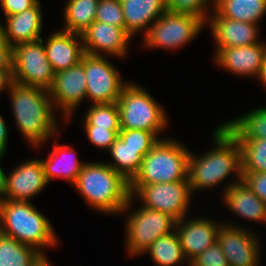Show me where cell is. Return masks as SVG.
<instances>
[{"label": "cell", "instance_id": "41", "mask_svg": "<svg viewBox=\"0 0 266 266\" xmlns=\"http://www.w3.org/2000/svg\"><path fill=\"white\" fill-rule=\"evenodd\" d=\"M8 129L3 117L0 115V154H5L7 147Z\"/></svg>", "mask_w": 266, "mask_h": 266}, {"label": "cell", "instance_id": "6", "mask_svg": "<svg viewBox=\"0 0 266 266\" xmlns=\"http://www.w3.org/2000/svg\"><path fill=\"white\" fill-rule=\"evenodd\" d=\"M117 105L121 129H139L158 134L167 124L168 118L163 109L149 93L135 84L127 83Z\"/></svg>", "mask_w": 266, "mask_h": 266}, {"label": "cell", "instance_id": "5", "mask_svg": "<svg viewBox=\"0 0 266 266\" xmlns=\"http://www.w3.org/2000/svg\"><path fill=\"white\" fill-rule=\"evenodd\" d=\"M191 152L179 142L162 140L143 157L141 166L129 185L172 183L188 180Z\"/></svg>", "mask_w": 266, "mask_h": 266}, {"label": "cell", "instance_id": "15", "mask_svg": "<svg viewBox=\"0 0 266 266\" xmlns=\"http://www.w3.org/2000/svg\"><path fill=\"white\" fill-rule=\"evenodd\" d=\"M84 51L101 56L99 51L115 56H124L131 36L121 27L94 21L82 34Z\"/></svg>", "mask_w": 266, "mask_h": 266}, {"label": "cell", "instance_id": "13", "mask_svg": "<svg viewBox=\"0 0 266 266\" xmlns=\"http://www.w3.org/2000/svg\"><path fill=\"white\" fill-rule=\"evenodd\" d=\"M47 183L41 160L26 161L8 177L5 175L1 199L28 202V199L43 190Z\"/></svg>", "mask_w": 266, "mask_h": 266}, {"label": "cell", "instance_id": "32", "mask_svg": "<svg viewBox=\"0 0 266 266\" xmlns=\"http://www.w3.org/2000/svg\"><path fill=\"white\" fill-rule=\"evenodd\" d=\"M95 21L121 27L125 30V21L120 0H99Z\"/></svg>", "mask_w": 266, "mask_h": 266}, {"label": "cell", "instance_id": "29", "mask_svg": "<svg viewBox=\"0 0 266 266\" xmlns=\"http://www.w3.org/2000/svg\"><path fill=\"white\" fill-rule=\"evenodd\" d=\"M39 253L0 232V266H29Z\"/></svg>", "mask_w": 266, "mask_h": 266}, {"label": "cell", "instance_id": "19", "mask_svg": "<svg viewBox=\"0 0 266 266\" xmlns=\"http://www.w3.org/2000/svg\"><path fill=\"white\" fill-rule=\"evenodd\" d=\"M211 30L217 43V50L220 48L239 47L254 45L257 43V24L242 22L238 20L220 17L216 12L211 16Z\"/></svg>", "mask_w": 266, "mask_h": 266}, {"label": "cell", "instance_id": "14", "mask_svg": "<svg viewBox=\"0 0 266 266\" xmlns=\"http://www.w3.org/2000/svg\"><path fill=\"white\" fill-rule=\"evenodd\" d=\"M53 106L57 105L66 114L65 118L74 111L75 107L86 98V76L84 65L79 64L55 73L54 82L49 89Z\"/></svg>", "mask_w": 266, "mask_h": 266}, {"label": "cell", "instance_id": "38", "mask_svg": "<svg viewBox=\"0 0 266 266\" xmlns=\"http://www.w3.org/2000/svg\"><path fill=\"white\" fill-rule=\"evenodd\" d=\"M4 15L10 16L35 6L38 0H0Z\"/></svg>", "mask_w": 266, "mask_h": 266}, {"label": "cell", "instance_id": "10", "mask_svg": "<svg viewBox=\"0 0 266 266\" xmlns=\"http://www.w3.org/2000/svg\"><path fill=\"white\" fill-rule=\"evenodd\" d=\"M130 194H138L143 207L169 214L176 221L184 218L191 196L188 180L172 183L129 185Z\"/></svg>", "mask_w": 266, "mask_h": 266}, {"label": "cell", "instance_id": "12", "mask_svg": "<svg viewBox=\"0 0 266 266\" xmlns=\"http://www.w3.org/2000/svg\"><path fill=\"white\" fill-rule=\"evenodd\" d=\"M254 236L243 228L220 226L217 242L229 266H258L260 249Z\"/></svg>", "mask_w": 266, "mask_h": 266}, {"label": "cell", "instance_id": "16", "mask_svg": "<svg viewBox=\"0 0 266 266\" xmlns=\"http://www.w3.org/2000/svg\"><path fill=\"white\" fill-rule=\"evenodd\" d=\"M221 225L217 226L214 221L202 218L188 220L186 223L184 218L176 221L173 230H176L184 255L190 259L189 262L217 242V233Z\"/></svg>", "mask_w": 266, "mask_h": 266}, {"label": "cell", "instance_id": "33", "mask_svg": "<svg viewBox=\"0 0 266 266\" xmlns=\"http://www.w3.org/2000/svg\"><path fill=\"white\" fill-rule=\"evenodd\" d=\"M215 1V0H213ZM207 2L208 0H165V6L168 11L181 13L191 16H198L204 22H207Z\"/></svg>", "mask_w": 266, "mask_h": 266}, {"label": "cell", "instance_id": "25", "mask_svg": "<svg viewBox=\"0 0 266 266\" xmlns=\"http://www.w3.org/2000/svg\"><path fill=\"white\" fill-rule=\"evenodd\" d=\"M212 4L220 17L253 24L266 11V0H215Z\"/></svg>", "mask_w": 266, "mask_h": 266}, {"label": "cell", "instance_id": "31", "mask_svg": "<svg viewBox=\"0 0 266 266\" xmlns=\"http://www.w3.org/2000/svg\"><path fill=\"white\" fill-rule=\"evenodd\" d=\"M84 126H96L112 131H121L120 113L117 102L93 104L85 117Z\"/></svg>", "mask_w": 266, "mask_h": 266}, {"label": "cell", "instance_id": "40", "mask_svg": "<svg viewBox=\"0 0 266 266\" xmlns=\"http://www.w3.org/2000/svg\"><path fill=\"white\" fill-rule=\"evenodd\" d=\"M11 52L12 48L7 42L4 26L0 23V62L11 61Z\"/></svg>", "mask_w": 266, "mask_h": 266}, {"label": "cell", "instance_id": "2", "mask_svg": "<svg viewBox=\"0 0 266 266\" xmlns=\"http://www.w3.org/2000/svg\"><path fill=\"white\" fill-rule=\"evenodd\" d=\"M215 149L188 161V182L191 191L210 188L224 180L231 172H236L238 181L242 180L241 149L236 138L223 126L215 133Z\"/></svg>", "mask_w": 266, "mask_h": 266}, {"label": "cell", "instance_id": "30", "mask_svg": "<svg viewBox=\"0 0 266 266\" xmlns=\"http://www.w3.org/2000/svg\"><path fill=\"white\" fill-rule=\"evenodd\" d=\"M241 149L242 173L266 172V139L237 140Z\"/></svg>", "mask_w": 266, "mask_h": 266}, {"label": "cell", "instance_id": "27", "mask_svg": "<svg viewBox=\"0 0 266 266\" xmlns=\"http://www.w3.org/2000/svg\"><path fill=\"white\" fill-rule=\"evenodd\" d=\"M99 0H69L64 10L65 32L82 34L94 21Z\"/></svg>", "mask_w": 266, "mask_h": 266}, {"label": "cell", "instance_id": "26", "mask_svg": "<svg viewBox=\"0 0 266 266\" xmlns=\"http://www.w3.org/2000/svg\"><path fill=\"white\" fill-rule=\"evenodd\" d=\"M223 126L236 140L266 139V107L255 109Z\"/></svg>", "mask_w": 266, "mask_h": 266}, {"label": "cell", "instance_id": "42", "mask_svg": "<svg viewBox=\"0 0 266 266\" xmlns=\"http://www.w3.org/2000/svg\"><path fill=\"white\" fill-rule=\"evenodd\" d=\"M29 266H51V265L47 261L46 256L41 252L34 258V260L30 263Z\"/></svg>", "mask_w": 266, "mask_h": 266}, {"label": "cell", "instance_id": "9", "mask_svg": "<svg viewBox=\"0 0 266 266\" xmlns=\"http://www.w3.org/2000/svg\"><path fill=\"white\" fill-rule=\"evenodd\" d=\"M175 225L176 220L169 214L142 206L127 220V251L131 255L145 253L159 237L171 233Z\"/></svg>", "mask_w": 266, "mask_h": 266}, {"label": "cell", "instance_id": "18", "mask_svg": "<svg viewBox=\"0 0 266 266\" xmlns=\"http://www.w3.org/2000/svg\"><path fill=\"white\" fill-rule=\"evenodd\" d=\"M44 48L54 73L79 64L85 54L82 36L65 31L52 34Z\"/></svg>", "mask_w": 266, "mask_h": 266}, {"label": "cell", "instance_id": "36", "mask_svg": "<svg viewBox=\"0 0 266 266\" xmlns=\"http://www.w3.org/2000/svg\"><path fill=\"white\" fill-rule=\"evenodd\" d=\"M87 137L95 146L110 149L120 131H112L107 128H96V126H85Z\"/></svg>", "mask_w": 266, "mask_h": 266}, {"label": "cell", "instance_id": "37", "mask_svg": "<svg viewBox=\"0 0 266 266\" xmlns=\"http://www.w3.org/2000/svg\"><path fill=\"white\" fill-rule=\"evenodd\" d=\"M242 180L266 204V172L242 173Z\"/></svg>", "mask_w": 266, "mask_h": 266}, {"label": "cell", "instance_id": "28", "mask_svg": "<svg viewBox=\"0 0 266 266\" xmlns=\"http://www.w3.org/2000/svg\"><path fill=\"white\" fill-rule=\"evenodd\" d=\"M174 231L159 237L146 250V252L150 251L153 262L158 266H173L186 259L176 230Z\"/></svg>", "mask_w": 266, "mask_h": 266}, {"label": "cell", "instance_id": "20", "mask_svg": "<svg viewBox=\"0 0 266 266\" xmlns=\"http://www.w3.org/2000/svg\"><path fill=\"white\" fill-rule=\"evenodd\" d=\"M6 20L4 30L11 48L20 43L41 40L42 13L39 2L23 12L6 16Z\"/></svg>", "mask_w": 266, "mask_h": 266}, {"label": "cell", "instance_id": "21", "mask_svg": "<svg viewBox=\"0 0 266 266\" xmlns=\"http://www.w3.org/2000/svg\"><path fill=\"white\" fill-rule=\"evenodd\" d=\"M229 184L224 192V202L235 214L249 220L266 222V204L250 190L243 180Z\"/></svg>", "mask_w": 266, "mask_h": 266}, {"label": "cell", "instance_id": "22", "mask_svg": "<svg viewBox=\"0 0 266 266\" xmlns=\"http://www.w3.org/2000/svg\"><path fill=\"white\" fill-rule=\"evenodd\" d=\"M126 32L133 37L167 11L165 0H120Z\"/></svg>", "mask_w": 266, "mask_h": 266}, {"label": "cell", "instance_id": "34", "mask_svg": "<svg viewBox=\"0 0 266 266\" xmlns=\"http://www.w3.org/2000/svg\"><path fill=\"white\" fill-rule=\"evenodd\" d=\"M155 132L145 130H124L121 129L119 137L132 147H154L160 139Z\"/></svg>", "mask_w": 266, "mask_h": 266}, {"label": "cell", "instance_id": "24", "mask_svg": "<svg viewBox=\"0 0 266 266\" xmlns=\"http://www.w3.org/2000/svg\"><path fill=\"white\" fill-rule=\"evenodd\" d=\"M152 148L153 147H132L118 136L109 149L115 160L114 163L116 164L110 163L108 165L130 182L137 174L143 157Z\"/></svg>", "mask_w": 266, "mask_h": 266}, {"label": "cell", "instance_id": "4", "mask_svg": "<svg viewBox=\"0 0 266 266\" xmlns=\"http://www.w3.org/2000/svg\"><path fill=\"white\" fill-rule=\"evenodd\" d=\"M0 232L40 253L41 247L57 245L52 225L29 201L0 199Z\"/></svg>", "mask_w": 266, "mask_h": 266}, {"label": "cell", "instance_id": "35", "mask_svg": "<svg viewBox=\"0 0 266 266\" xmlns=\"http://www.w3.org/2000/svg\"><path fill=\"white\" fill-rule=\"evenodd\" d=\"M189 266H229L221 246L215 242L189 262Z\"/></svg>", "mask_w": 266, "mask_h": 266}, {"label": "cell", "instance_id": "43", "mask_svg": "<svg viewBox=\"0 0 266 266\" xmlns=\"http://www.w3.org/2000/svg\"><path fill=\"white\" fill-rule=\"evenodd\" d=\"M258 77L260 78L263 85L266 87V54H265L264 61L261 66Z\"/></svg>", "mask_w": 266, "mask_h": 266}, {"label": "cell", "instance_id": "1", "mask_svg": "<svg viewBox=\"0 0 266 266\" xmlns=\"http://www.w3.org/2000/svg\"><path fill=\"white\" fill-rule=\"evenodd\" d=\"M8 90L16 124L32 145H41L57 132L49 90L16 82Z\"/></svg>", "mask_w": 266, "mask_h": 266}, {"label": "cell", "instance_id": "7", "mask_svg": "<svg viewBox=\"0 0 266 266\" xmlns=\"http://www.w3.org/2000/svg\"><path fill=\"white\" fill-rule=\"evenodd\" d=\"M11 62L14 82L47 90L52 87L55 73L47 59L42 39L15 45Z\"/></svg>", "mask_w": 266, "mask_h": 266}, {"label": "cell", "instance_id": "11", "mask_svg": "<svg viewBox=\"0 0 266 266\" xmlns=\"http://www.w3.org/2000/svg\"><path fill=\"white\" fill-rule=\"evenodd\" d=\"M81 63L86 76V97H90L93 104L117 102L127 84L120 79L116 67L102 56L87 53Z\"/></svg>", "mask_w": 266, "mask_h": 266}, {"label": "cell", "instance_id": "44", "mask_svg": "<svg viewBox=\"0 0 266 266\" xmlns=\"http://www.w3.org/2000/svg\"><path fill=\"white\" fill-rule=\"evenodd\" d=\"M4 154H0V157H2ZM5 173L3 172L1 166H0V199L2 192L4 190V185H5Z\"/></svg>", "mask_w": 266, "mask_h": 266}, {"label": "cell", "instance_id": "3", "mask_svg": "<svg viewBox=\"0 0 266 266\" xmlns=\"http://www.w3.org/2000/svg\"><path fill=\"white\" fill-rule=\"evenodd\" d=\"M84 199L100 212L116 213L129 208V182L108 163H84L74 184Z\"/></svg>", "mask_w": 266, "mask_h": 266}, {"label": "cell", "instance_id": "39", "mask_svg": "<svg viewBox=\"0 0 266 266\" xmlns=\"http://www.w3.org/2000/svg\"><path fill=\"white\" fill-rule=\"evenodd\" d=\"M14 82L13 80V71H12V62L11 61H2L0 62V91L3 88H8Z\"/></svg>", "mask_w": 266, "mask_h": 266}, {"label": "cell", "instance_id": "8", "mask_svg": "<svg viewBox=\"0 0 266 266\" xmlns=\"http://www.w3.org/2000/svg\"><path fill=\"white\" fill-rule=\"evenodd\" d=\"M204 23L198 16L167 10L149 25L145 31L144 42L154 48H178L196 37Z\"/></svg>", "mask_w": 266, "mask_h": 266}, {"label": "cell", "instance_id": "23", "mask_svg": "<svg viewBox=\"0 0 266 266\" xmlns=\"http://www.w3.org/2000/svg\"><path fill=\"white\" fill-rule=\"evenodd\" d=\"M41 163L48 183L55 177H63L73 185L84 166V162H79L75 152L67 145L54 146L48 159L41 160Z\"/></svg>", "mask_w": 266, "mask_h": 266}, {"label": "cell", "instance_id": "17", "mask_svg": "<svg viewBox=\"0 0 266 266\" xmlns=\"http://www.w3.org/2000/svg\"><path fill=\"white\" fill-rule=\"evenodd\" d=\"M215 53L217 65L226 70L239 75L258 76L266 54V44L220 48Z\"/></svg>", "mask_w": 266, "mask_h": 266}]
</instances>
